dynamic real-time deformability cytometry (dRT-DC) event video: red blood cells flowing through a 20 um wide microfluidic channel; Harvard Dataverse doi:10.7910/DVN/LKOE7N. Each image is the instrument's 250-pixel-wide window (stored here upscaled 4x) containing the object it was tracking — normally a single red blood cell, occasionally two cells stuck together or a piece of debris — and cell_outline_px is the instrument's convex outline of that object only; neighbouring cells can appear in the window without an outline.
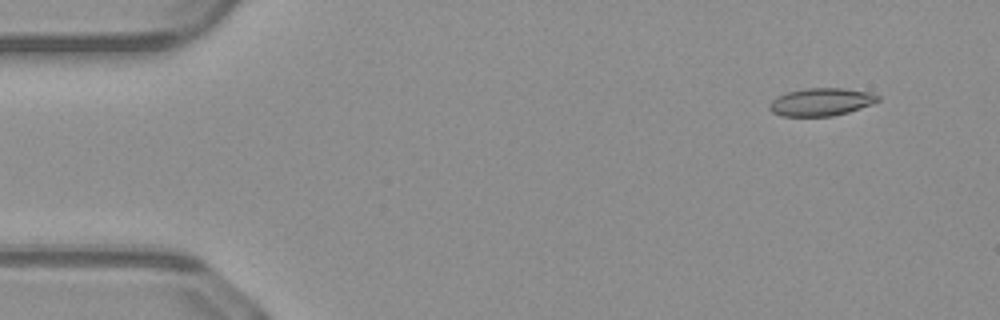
{"species": "common noctule bat (a hibernating species)", "species_latin": "Nyctalus noctula", "temperature_condition": "warm", "stored_images_in_passage": 47, "camera_frame_rate_fps": 3000, "um_per_image_px": 0.085, "animal": {"sex": "male", "body_mass_g": 23.1, "forearm_length_mm": 52.7}, "frame": {"image": 1, "passage_image": 1, "time_ms": 0.0, "image_size_px": [1000, 320], "cell_outline_px": [[880, 100], [872, 104], [848, 112], [832, 116], [780, 116], [772, 112], [768, 108], [768, 104], [776, 96], [788, 92], [804, 88], [840, 88], [872, 92], [880, 96]], "centroid_in_image_um": [69.78, 8.66], "position_along_channel_um": 15.2, "area_um2": 17.69}}
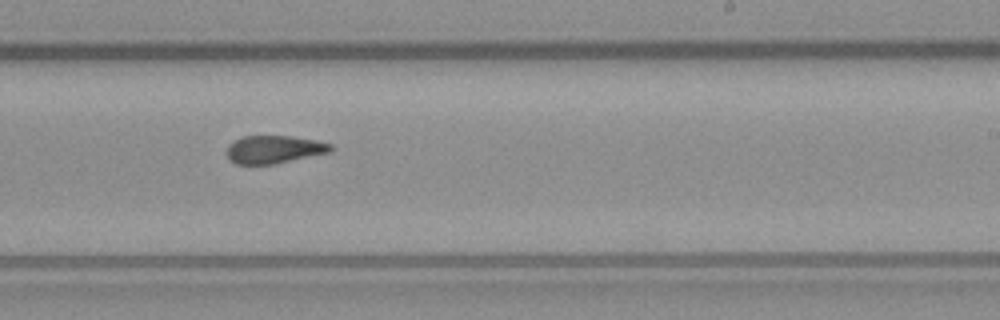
{"frame": {"image": 2, "passage_image": 27, "time_ms": 8.667, "image_size_px": [1000, 320], "cell_outline_px": [[332, 152], [272, 164], [236, 164], [228, 156], [228, 144], [240, 136], [292, 136], [316, 140], [332, 144]], "centroid_in_image_um": [23.31, 12.69], "position_along_channel_um": 265.7, "area_um2": 16.82}}
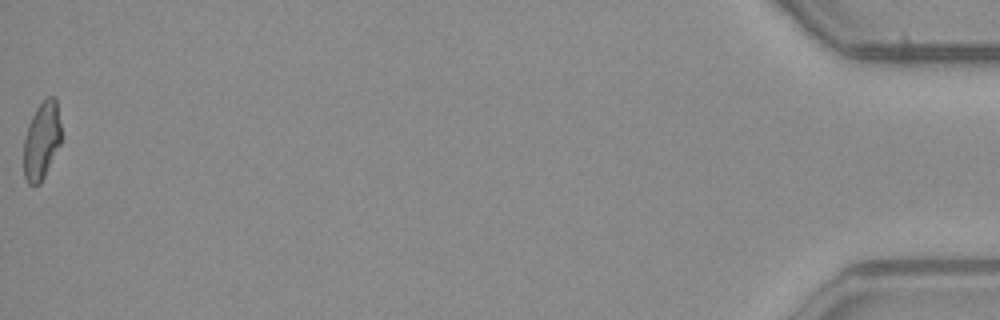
{"frame": {"image": 3, "passage_image": 47, "time_ms": 15.333, "image_size_px": [1000, 320], "cell_outline_px": [[60, 144], [40, 184], [28, 184], [24, 176], [24, 140], [28, 124], [36, 108], [44, 96], [56, 96], [60, 124]], "centroid_in_image_um": [3.53, 11.9], "position_along_channel_um": 431.7, "area_um2": 16.94}, "authors_computed_cell_mechanics": {"area_um2": 17.629, "velocity_mm_per_s": 4.1216, "shape_relaxation_time_tau1_ms": null, "shape_relaxation_time_tau2_ms": 2.8038, "deformation_change_tau1": null, "deformation_change_tau2": 0.0921}}